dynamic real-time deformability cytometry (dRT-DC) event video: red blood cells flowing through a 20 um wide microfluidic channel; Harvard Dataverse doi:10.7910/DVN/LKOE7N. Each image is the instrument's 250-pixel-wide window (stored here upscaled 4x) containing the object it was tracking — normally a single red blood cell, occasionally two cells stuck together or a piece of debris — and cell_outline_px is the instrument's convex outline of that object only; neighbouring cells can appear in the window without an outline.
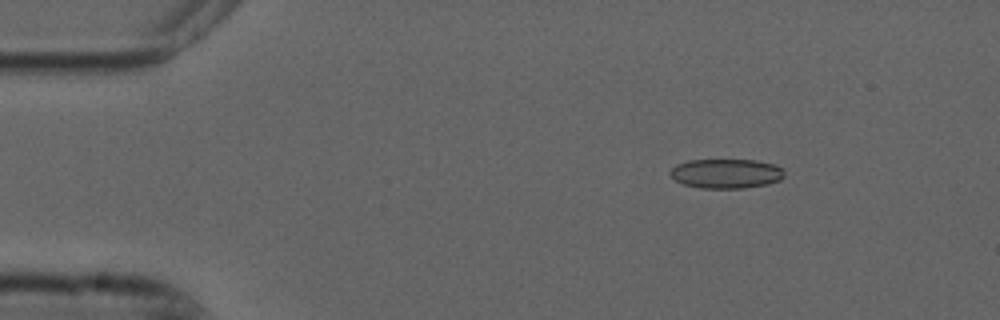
{"species": "common noctule bat (a hibernating species)", "species_latin": "Nyctalus noctula", "temperature_condition": "cold", "stored_images_in_passage": 5, "camera_frame_rate_fps": 3000, "um_per_image_px": 0.085, "animal": {"sex": "male", "forearm_length_mm": 52.5}, "frame": {"image": 1, "passage_image": 2, "time_ms": 0.333, "image_size_px": [1000, 320], "cell_outline_px": [[784, 176], [780, 180], [768, 184], [744, 188], [700, 188], [684, 184], [676, 180], [668, 172], [676, 164], [688, 160], [756, 160], [772, 164], [780, 168], [784, 172]], "centroid_in_image_um": [61.71, 14.75], "position_along_channel_um": 23.3, "area_um2": 19.54}}
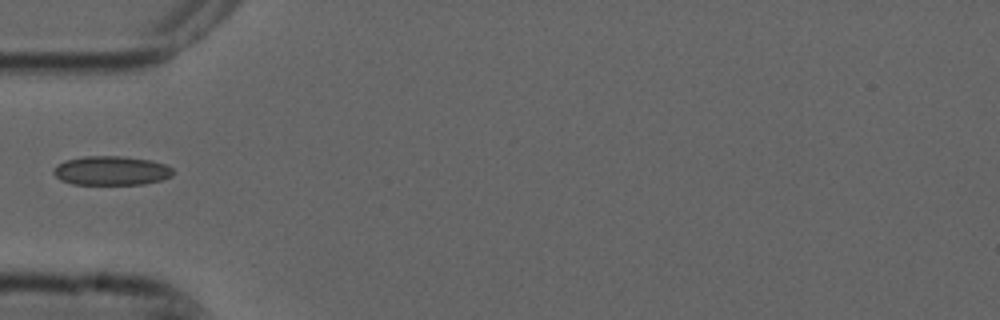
{"frame": {"image": 2, "passage_image": 4, "time_ms": 1.0, "image_size_px": [1000, 320], "cell_outline_px": [[172, 176], [160, 180], [144, 184], [72, 184], [60, 180], [52, 172], [52, 168], [56, 164], [64, 160], [84, 156], [124, 156], [152, 160], [164, 164], [172, 168]], "centroid_in_image_um": [9.41, 14.49], "position_along_channel_um": 75.6, "area_um2": 20.46}}
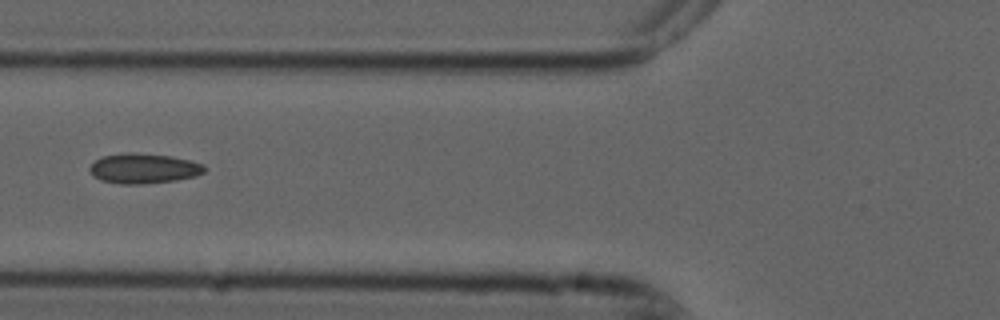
{"frame": {"image": 3, "passage_image": 5, "time_ms": 1.333, "image_size_px": [1000, 320], "cell_outline_px": [[204, 172], [196, 176], [176, 180], [136, 184], [120, 184], [100, 180], [88, 168], [96, 160], [104, 156], [124, 152], [132, 152], [172, 156], [204, 164]], "centroid_in_image_um": [12.22, 14.31], "position_along_channel_um": 113.6, "area_um2": 19.88}}